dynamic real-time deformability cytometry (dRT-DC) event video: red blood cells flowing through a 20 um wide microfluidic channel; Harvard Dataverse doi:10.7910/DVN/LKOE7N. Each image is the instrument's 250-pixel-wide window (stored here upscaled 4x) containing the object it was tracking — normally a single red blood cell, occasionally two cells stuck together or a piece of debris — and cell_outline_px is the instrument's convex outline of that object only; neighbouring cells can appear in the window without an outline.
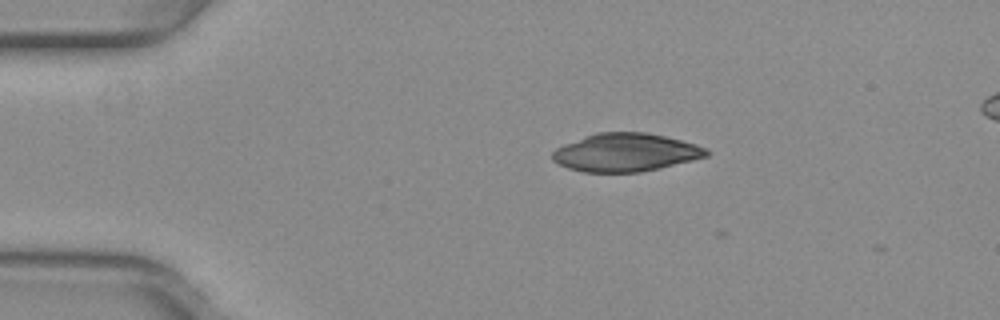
{"species": "common noctule bat (a hibernating species)", "species_latin": "Nyctalus noctula", "temperature_condition": "warm", "stored_images_in_passage": 2, "camera_frame_rate_fps": 3000, "um_per_image_px": 0.085, "animal": {"sex": "female", "body_mass_g": 29.2, "forearm_length_mm": 56.3}, "frame": {"image": 1, "passage_image": 1, "time_ms": 0.0, "image_size_px": [1000, 320], "cell_outline_px": [[712, 152], [708, 156], [660, 168], [640, 172], [584, 172], [568, 168], [552, 160], [552, 152], [556, 148], [564, 144], [584, 136], [596, 132], [648, 132], [696, 144], [708, 148]], "centroid_in_image_um": [53.19, 12.95], "position_along_channel_um": 31.8, "area_um2": 34.33}}